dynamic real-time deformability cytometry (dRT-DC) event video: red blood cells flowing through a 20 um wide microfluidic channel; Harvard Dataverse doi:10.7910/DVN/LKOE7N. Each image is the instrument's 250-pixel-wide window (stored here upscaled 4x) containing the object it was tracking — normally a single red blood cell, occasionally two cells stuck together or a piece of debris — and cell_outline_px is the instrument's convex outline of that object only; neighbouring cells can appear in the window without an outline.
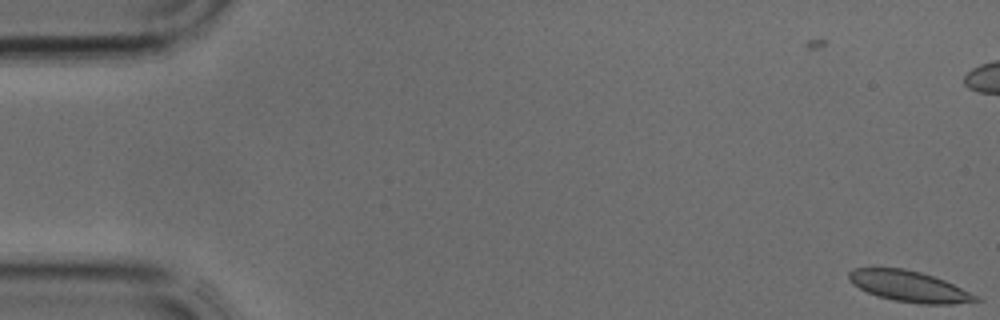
{"species": "common noctule bat (a hibernating species)", "species_latin": "Nyctalus noctula", "temperature_condition": "cold", "stored_images_in_passage": 40, "camera_frame_rate_fps": 3000, "um_per_image_px": 0.085, "animal": {"sex": "male", "body_mass_g": 17.9, "forearm_length_mm": 54.2}, "frame": {"image": 1, "passage_image": 1, "time_ms": 0.0, "image_size_px": [1000, 320], "cell_outline_px": [[980, 300], [952, 304], [920, 304], [896, 300], [876, 296], [852, 284], [848, 276], [848, 272], [852, 268], [904, 268], [920, 272], [944, 280], [976, 296]], "centroid_in_image_um": [77.21, 24.33], "position_along_channel_um": 7.8, "area_um2": 22.43}}